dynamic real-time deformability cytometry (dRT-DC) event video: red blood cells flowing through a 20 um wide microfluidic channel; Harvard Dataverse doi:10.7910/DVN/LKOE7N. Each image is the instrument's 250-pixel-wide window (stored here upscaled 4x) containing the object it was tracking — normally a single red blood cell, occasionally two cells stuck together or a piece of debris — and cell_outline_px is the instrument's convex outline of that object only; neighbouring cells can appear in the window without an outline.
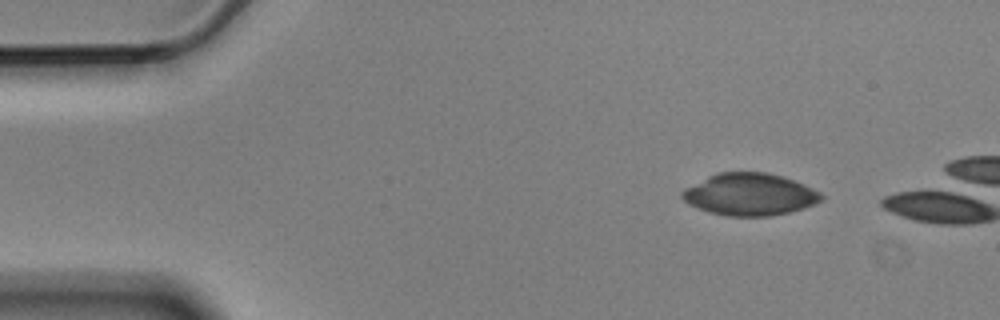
{"species": "Egyptian fruit bat (a non-hibernating species)", "species_latin": "Rousettus aegyptiacus", "temperature_condition": "cold", "stored_images_in_passage": 4, "camera_frame_rate_fps": 3000, "um_per_image_px": 0.085, "animal": {"sex": "male"}, "frame": {"image": 1, "passage_image": 1, "time_ms": 0.0, "image_size_px": [1000, 320], "cell_outline_px": [[824, 196], [820, 200], [804, 208], [788, 212], [768, 216], [728, 216], [708, 212], [696, 208], [688, 204], [680, 196], [680, 192], [684, 188], [716, 172], [768, 172], [792, 180], [812, 188], [820, 192]], "centroid_in_image_um": [63.66, 16.52], "position_along_channel_um": 21.3, "area_um2": 34.1}}